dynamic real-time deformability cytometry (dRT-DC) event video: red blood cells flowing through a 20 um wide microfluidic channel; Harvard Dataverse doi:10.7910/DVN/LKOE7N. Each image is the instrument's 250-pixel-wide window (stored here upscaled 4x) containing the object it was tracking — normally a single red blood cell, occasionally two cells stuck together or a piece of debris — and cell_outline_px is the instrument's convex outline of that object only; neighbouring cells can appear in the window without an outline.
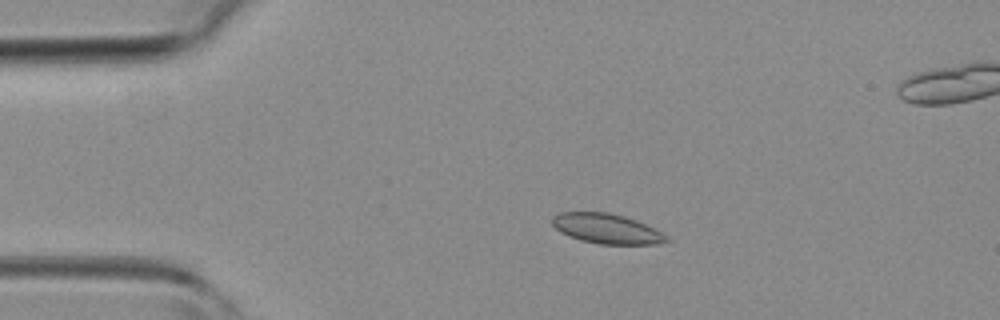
{"species": "common noctule bat (a hibernating species)", "species_latin": "Nyctalus noctula", "temperature_condition": "room temperature", "stored_images_in_passage": 31, "camera_frame_rate_fps": 3000, "um_per_image_px": 0.085, "animal": {"sex": "female", "body_mass_g": 19.3, "forearm_length_mm": 54.1}, "frame": {"image": 1, "passage_image": 5, "time_ms": 1.333, "image_size_px": [1000, 320], "cell_outline_px": [[672, 240], [660, 244], [600, 244], [580, 240], [568, 236], [560, 232], [552, 224], [552, 216], [560, 212], [608, 212], [624, 216], [636, 220], [668, 236]], "centroid_in_image_um": [51.56, 19.44], "position_along_channel_um": 33.4, "area_um2": 19.94}}
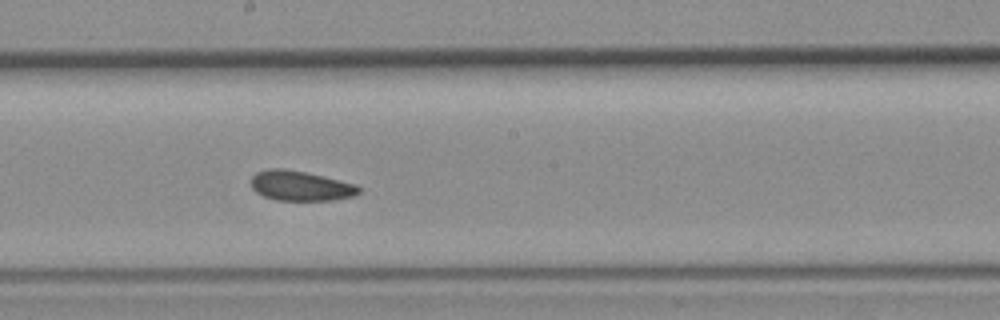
{"frame": {"image": 2, "passage_image": 20, "time_ms": 6.333, "image_size_px": [1000, 320], "cell_outline_px": [[360, 192], [356, 196], [332, 200], [276, 200], [264, 196], [256, 192], [252, 188], [252, 176], [256, 172], [268, 168], [284, 168], [304, 172], [340, 180], [356, 184], [360, 188]], "centroid_in_image_um": [25.55, 15.79], "position_along_channel_um": 222.6, "area_um2": 18.79}}
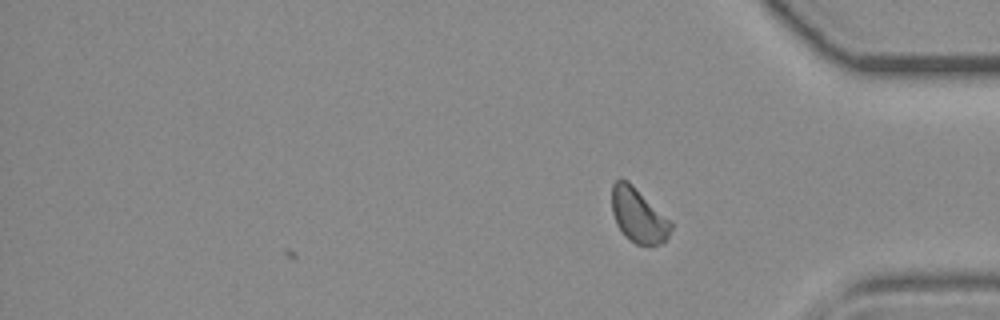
{"frame": {"image": 3, "passage_image": 31, "time_ms": 10.0, "image_size_px": [1000, 320], "cell_outline_px": [[672, 228], [668, 236], [660, 244], [636, 244], [624, 236], [616, 224], [612, 212], [612, 184], [620, 176], [628, 180], [672, 220]], "centroid_in_image_um": [54.26, 18.26], "position_along_channel_um": 380.9, "area_um2": 19.02}}